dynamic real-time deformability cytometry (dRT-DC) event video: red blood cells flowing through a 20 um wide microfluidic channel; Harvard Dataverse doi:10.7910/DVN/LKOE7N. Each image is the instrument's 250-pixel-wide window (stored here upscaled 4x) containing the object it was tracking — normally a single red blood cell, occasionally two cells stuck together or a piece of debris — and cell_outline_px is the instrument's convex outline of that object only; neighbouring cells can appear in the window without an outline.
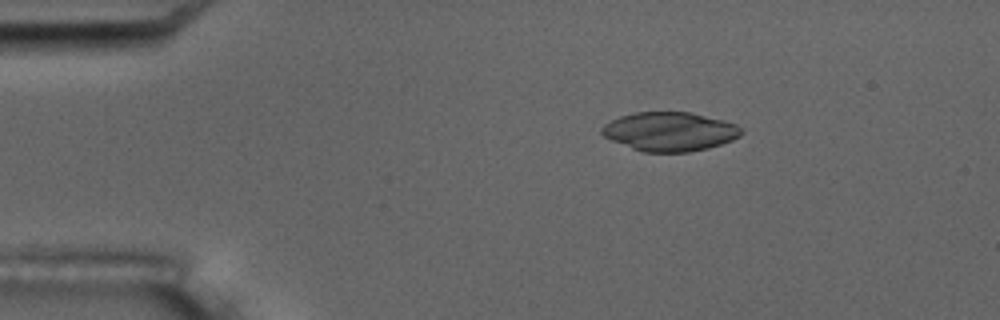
{"species": "common noctule bat (a hibernating species)", "species_latin": "Nyctalus noctula", "temperature_condition": "room temperature", "stored_images_in_passage": 8, "camera_frame_rate_fps": 3000, "um_per_image_px": 0.085, "animal": {"sex": "male", "body_mass_g": 17.5, "forearm_length_mm": 52.3}, "frame": {"image": 1, "passage_image": 2, "time_ms": 1.333, "image_size_px": [1000, 320], "cell_outline_px": [[744, 132], [740, 136], [732, 140], [708, 148], [688, 152], [644, 152], [632, 148], [612, 140], [604, 136], [600, 132], [600, 128], [604, 124], [620, 116], [636, 112], [692, 112], [724, 120], [736, 124]], "centroid_in_image_um": [56.94, 11.17], "position_along_channel_um": 28.1, "area_um2": 31.67}}